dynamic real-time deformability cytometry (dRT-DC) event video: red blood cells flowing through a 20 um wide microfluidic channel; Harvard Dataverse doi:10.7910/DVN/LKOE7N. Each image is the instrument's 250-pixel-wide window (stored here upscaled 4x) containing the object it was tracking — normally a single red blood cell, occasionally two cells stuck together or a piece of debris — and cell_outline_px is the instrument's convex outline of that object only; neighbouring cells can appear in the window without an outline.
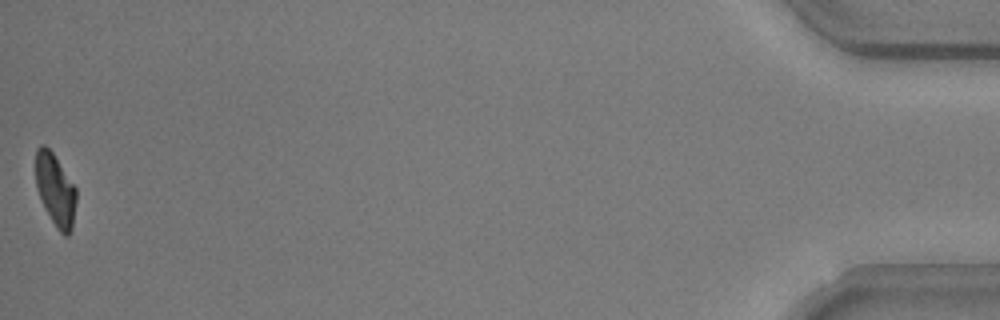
{"species": "common noctule bat (a hibernating species)", "species_latin": "Nyctalus noctula", "temperature_condition": "warm", "stored_images_in_passage": 41, "camera_frame_rate_fps": 3000, "um_per_image_px": 0.085, "animal": {"sex": "male", "body_mass_g": 20.5, "forearm_length_mm": 52.5}, "frame": {"image": 1, "passage_image": 41, "time_ms": 13.333, "image_size_px": [1000, 320], "cell_outline_px": [[76, 200], [72, 228], [68, 236], [64, 236], [56, 228], [44, 208], [36, 184], [36, 148], [40, 144], [44, 144], [52, 152], [76, 188]], "centroid_in_image_um": [4.71, 16.15], "position_along_channel_um": 430.5, "area_um2": 16.94}, "authors_computed_cell_mechanics": {"area_um2": 19.1896, "velocity_mm_per_s": 3.7284, "shape_relaxation_time_tau1_ms": 2.6026, "shape_relaxation_time_tau2_ms": 6.4719, "deformation_change_tau1": 0.1458, "deformation_change_tau2": 0.1138}}